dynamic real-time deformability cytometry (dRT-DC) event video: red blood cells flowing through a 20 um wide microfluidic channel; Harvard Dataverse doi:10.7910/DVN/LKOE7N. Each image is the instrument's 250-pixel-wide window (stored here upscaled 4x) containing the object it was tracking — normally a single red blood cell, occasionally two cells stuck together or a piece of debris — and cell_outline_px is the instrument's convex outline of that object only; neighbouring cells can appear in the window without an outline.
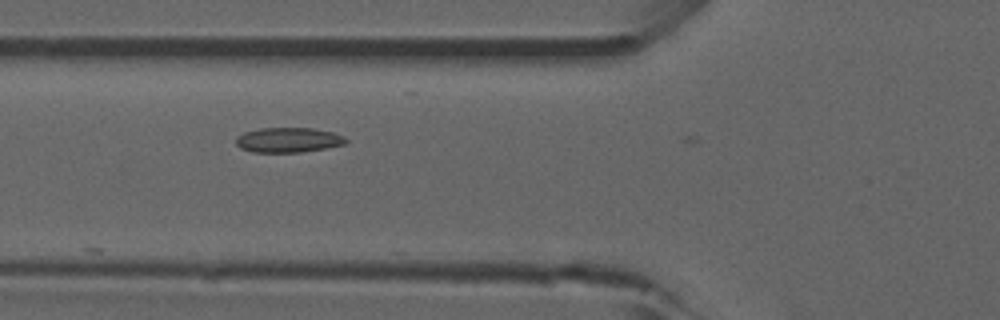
{"species": "common noctule bat (a hibernating species)", "species_latin": "Nyctalus noctula", "temperature_condition": "room temperature", "stored_images_in_passage": 13, "camera_frame_rate_fps": 3000, "um_per_image_px": 0.085, "animal": {"sex": "male", "forearm_length_mm": 52.5}, "frame": {"image": 1, "passage_image": 6, "time_ms": 1.667, "image_size_px": [1000, 320], "cell_outline_px": [[348, 140], [344, 144], [328, 148], [300, 152], [252, 152], [240, 148], [236, 144], [236, 136], [244, 132], [260, 128], [312, 128], [332, 132], [344, 136]], "centroid_in_image_um": [24.49, 11.9], "position_along_channel_um": 101.3, "area_um2": 16.01}}
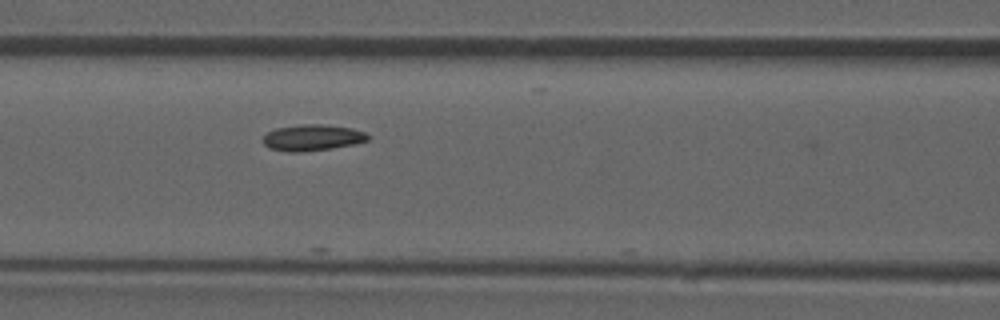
{"frame": {"image": 2, "passage_image": 9, "time_ms": 2.667, "image_size_px": [1000, 320], "cell_outline_px": [[372, 136], [368, 140], [352, 144], [332, 148], [304, 152], [288, 152], [268, 148], [260, 140], [260, 136], [276, 128], [304, 124], [324, 124], [352, 128], [364, 132]], "centroid_in_image_um": [26.5, 11.7], "position_along_channel_um": 140.1, "area_um2": 16.24}}